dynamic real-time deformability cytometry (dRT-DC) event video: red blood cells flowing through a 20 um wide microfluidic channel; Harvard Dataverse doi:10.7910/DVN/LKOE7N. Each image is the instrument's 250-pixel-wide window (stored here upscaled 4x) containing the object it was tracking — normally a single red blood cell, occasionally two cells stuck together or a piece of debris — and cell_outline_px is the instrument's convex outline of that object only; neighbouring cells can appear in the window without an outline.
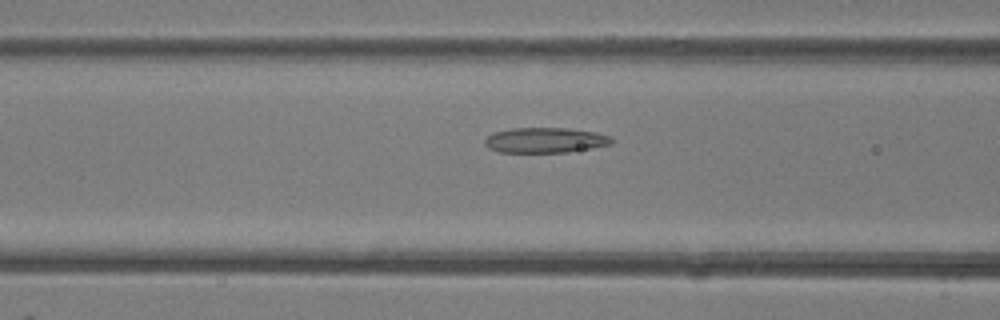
{"species": "common noctule bat (a hibernating species)", "species_latin": "Nyctalus noctula", "temperature_condition": "room temperature", "stored_images_in_passage": 40, "camera_frame_rate_fps": 3000, "um_per_image_px": 0.085, "animal": {"sex": "female"}, "frame": {"image": 1, "passage_image": 16, "time_ms": 5.0, "image_size_px": [1000, 320], "cell_outline_px": [[612, 144], [592, 148], [568, 152], [500, 152], [488, 148], [484, 144], [484, 140], [488, 136], [496, 132], [512, 128], [568, 128], [596, 132], [608, 136], [612, 140]], "centroid_in_image_um": [46.33, 11.92], "position_along_channel_um": 120.3, "area_um2": 18.55}}
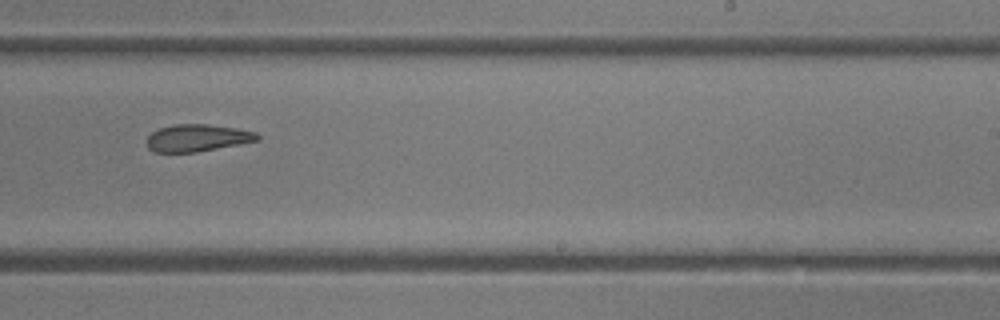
{"frame": {"image": 2, "passage_image": 25, "time_ms": 8.0, "image_size_px": [1000, 320], "cell_outline_px": [[260, 140], [196, 152], [156, 152], [148, 148], [148, 136], [152, 132], [160, 128], [176, 124], [204, 124], [236, 128], [256, 132], [260, 136]], "centroid_in_image_um": [16.79, 11.72], "position_along_channel_um": 272.2, "area_um2": 17.28}}
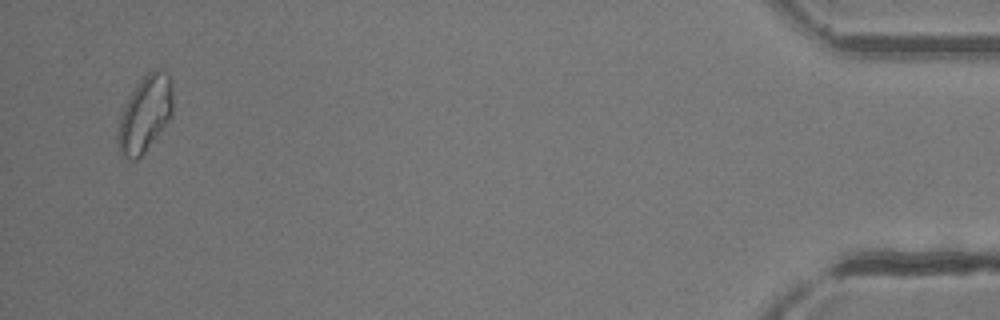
{"frame": {"image": 3, "passage_image": 39, "time_ms": 12.667, "image_size_px": [1000, 320], "cell_outline_px": [[172, 112], [168, 120], [144, 152], [136, 160], [132, 160], [124, 156], [120, 152], [116, 140], [116, 136], [120, 116], [132, 92], [140, 80], [148, 72], [156, 68], [168, 72], [172, 76]], "centroid_in_image_um": [12.33, 9.65], "position_along_channel_um": 422.9, "area_um2": 24.1}}